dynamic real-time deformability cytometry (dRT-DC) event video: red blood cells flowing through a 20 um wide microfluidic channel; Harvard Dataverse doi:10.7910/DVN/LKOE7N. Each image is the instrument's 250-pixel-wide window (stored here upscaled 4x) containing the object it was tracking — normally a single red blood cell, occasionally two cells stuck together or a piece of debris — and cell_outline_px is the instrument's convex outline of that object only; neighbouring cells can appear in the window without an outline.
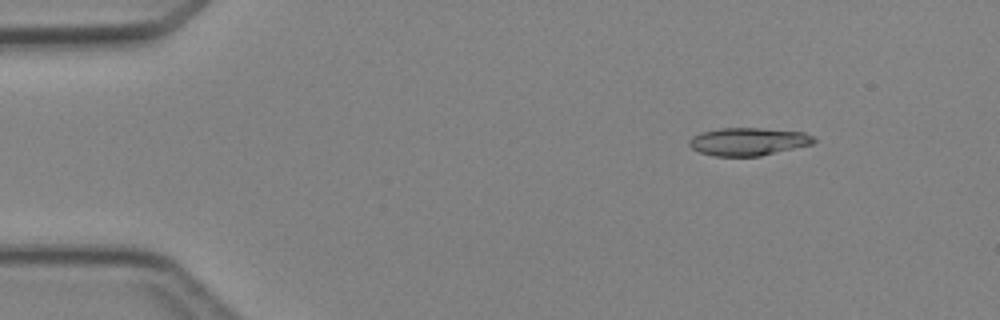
{"species": "Egyptian fruit bat (a non-hibernating species)", "species_latin": "Rousettus aegyptiacus", "temperature_condition": "cold", "stored_images_in_passage": 4, "camera_frame_rate_fps": 3000, "um_per_image_px": 0.085, "animal": {"sex": "female"}, "frame": {"image": 1, "passage_image": 2, "time_ms": 1.0, "image_size_px": [1000, 320], "cell_outline_px": [[816, 140], [812, 144], [760, 156], [716, 156], [700, 152], [692, 148], [688, 144], [688, 140], [692, 136], [704, 132], [720, 128], [760, 128], [804, 132], [812, 136]], "centroid_in_image_um": [63.59, 12.03], "position_along_channel_um": 21.4, "area_um2": 20.06}}